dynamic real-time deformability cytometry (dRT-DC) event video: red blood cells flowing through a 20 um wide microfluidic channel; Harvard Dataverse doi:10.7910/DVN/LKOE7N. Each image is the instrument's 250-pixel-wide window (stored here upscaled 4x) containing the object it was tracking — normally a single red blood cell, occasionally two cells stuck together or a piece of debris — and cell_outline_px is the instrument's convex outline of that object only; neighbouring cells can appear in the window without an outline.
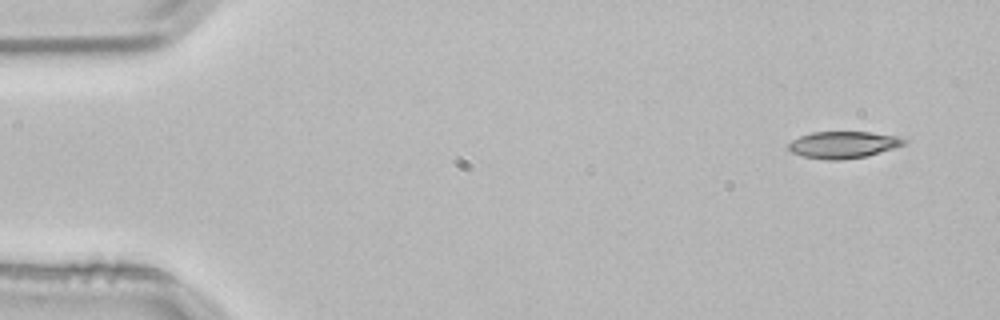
{"species": "common noctule bat (a hibernating species)", "species_latin": "Nyctalus noctula", "temperature_condition": "room temperature", "stored_images_in_passage": 3, "camera_frame_rate_fps": 3000, "um_per_image_px": 0.085, "animal": {"sex": "male", "body_mass_g": 21.5, "forearm_length_mm": 52.0}, "frame": {"image": 1, "passage_image": 3, "time_ms": 0.667, "image_size_px": [1000, 320], "cell_outline_px": [[908, 140], [904, 144], [896, 148], [864, 156], [840, 160], [828, 160], [804, 156], [792, 152], [788, 148], [788, 144], [792, 140], [800, 136], [812, 132], [868, 132], [896, 136]], "centroid_in_image_um": [71.67, 12.3], "position_along_channel_um": 13.3, "area_um2": 17.86}}